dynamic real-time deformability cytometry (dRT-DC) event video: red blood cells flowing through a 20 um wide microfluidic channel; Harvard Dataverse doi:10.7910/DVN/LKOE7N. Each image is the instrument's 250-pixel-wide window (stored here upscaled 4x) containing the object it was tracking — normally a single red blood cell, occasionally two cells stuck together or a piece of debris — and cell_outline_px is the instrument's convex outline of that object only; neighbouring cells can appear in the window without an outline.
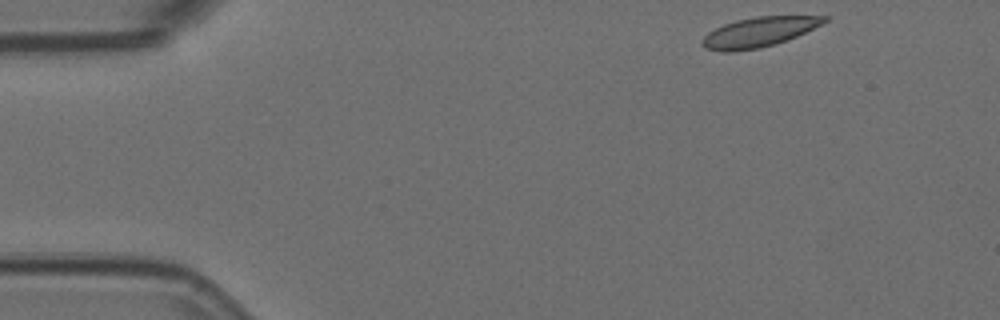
{"species": "Egyptian fruit bat (a non-hibernating species)", "species_latin": "Rousettus aegyptiacus", "temperature_condition": "room temperature", "stored_images_in_passage": 49, "camera_frame_rate_fps": 3000, "um_per_image_px": 0.085, "animal": {"sex": "female"}, "frame": {"image": 1, "passage_image": 1, "time_ms": 0.0, "image_size_px": [1000, 320], "cell_outline_px": [[828, 20], [796, 36], [760, 48], [732, 52], [720, 52], [704, 48], [700, 44], [700, 40], [708, 32], [724, 24], [736, 20], [756, 16], [828, 16]], "centroid_in_image_um": [64.41, 2.73], "position_along_channel_um": 20.6, "area_um2": 20.98}}
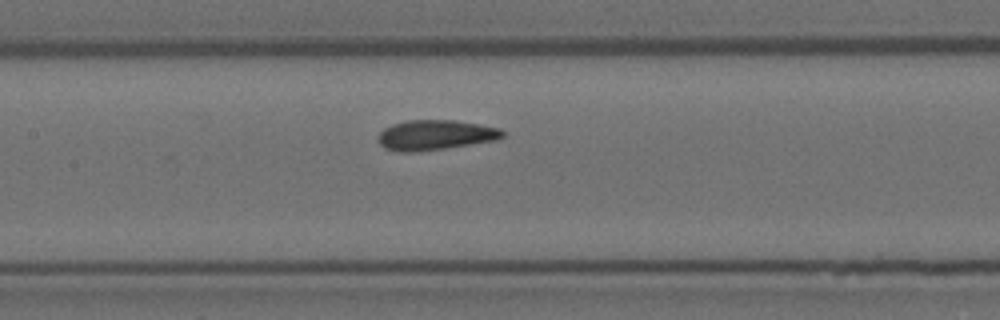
{"frame": {"image": 2, "passage_image": 21, "time_ms": 6.667, "image_size_px": [1000, 320], "cell_outline_px": [[504, 136], [496, 140], [444, 148], [412, 152], [396, 152], [384, 148], [380, 144], [376, 136], [384, 128], [392, 124], [408, 120], [456, 120], [480, 124], [500, 128], [504, 132]], "centroid_in_image_um": [36.97, 11.47], "position_along_channel_um": 170.4, "area_um2": 21.85}}
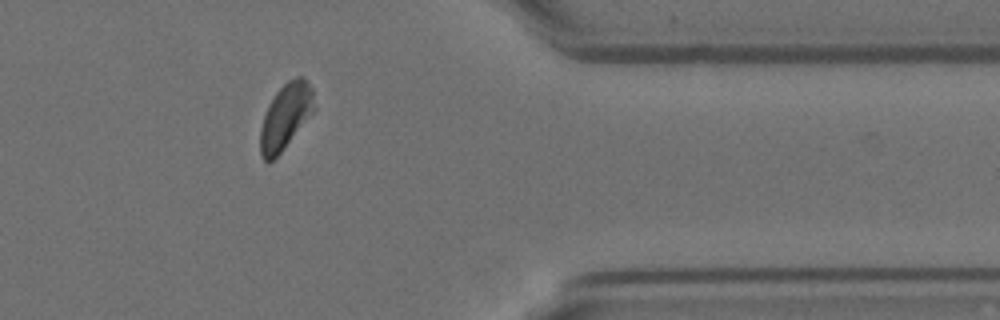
{"frame": {"image": 3, "passage_image": 41, "time_ms": 13.333, "image_size_px": [1000, 320], "cell_outline_px": [[316, 108], [280, 152], [268, 164], [260, 156], [260, 128], [268, 104], [276, 92], [288, 80], [296, 76], [304, 76], [308, 80], [312, 88]], "centroid_in_image_um": [24.27, 9.86], "position_along_channel_um": 387.1, "area_um2": 20.52}, "authors_computed_cell_mechanics": {"area_um2": 21.3282, "velocity_mm_per_s": 3.5469, "shape_relaxation_time_tau1_ms": 5.1541, "shape_relaxation_time_tau2_ms": 0.7447, "deformation_change_tau1": 0.1434, "deformation_change_tau2": 0.066}}